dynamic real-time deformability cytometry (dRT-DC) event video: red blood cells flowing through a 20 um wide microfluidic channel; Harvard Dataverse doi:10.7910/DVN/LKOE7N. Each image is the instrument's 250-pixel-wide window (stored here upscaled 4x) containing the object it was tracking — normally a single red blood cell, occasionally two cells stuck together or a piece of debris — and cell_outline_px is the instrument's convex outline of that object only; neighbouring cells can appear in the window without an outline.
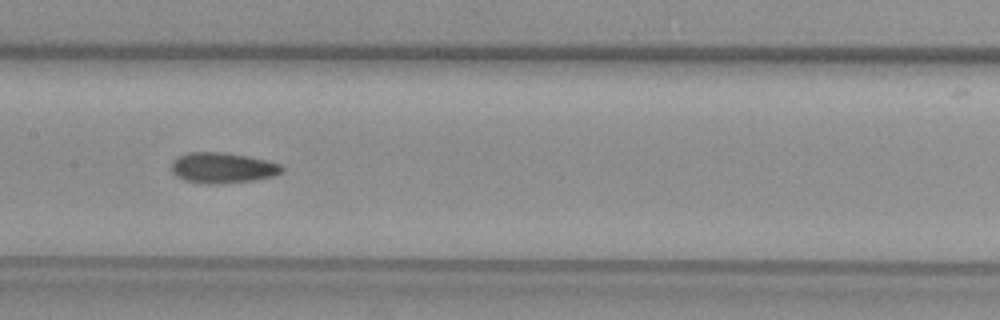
{"species": "common noctule bat (a hibernating species)", "species_latin": "Nyctalus noctula", "temperature_condition": "warm", "stored_images_in_passage": 41, "camera_frame_rate_fps": 3000, "um_per_image_px": 0.085, "animal": {"sex": "female", "body_mass_g": 29.2, "forearm_length_mm": 56.3}, "frame": {"image": 1, "passage_image": 18, "time_ms": 5.667, "image_size_px": [1000, 320], "cell_outline_px": [[284, 172], [276, 176], [252, 180], [220, 184], [208, 184], [184, 180], [176, 176], [172, 172], [172, 160], [176, 156], [188, 152], [224, 152], [248, 156], [280, 164], [284, 168]], "centroid_in_image_um": [18.91, 14.26], "position_along_channel_um": 188.5, "area_um2": 19.88}}